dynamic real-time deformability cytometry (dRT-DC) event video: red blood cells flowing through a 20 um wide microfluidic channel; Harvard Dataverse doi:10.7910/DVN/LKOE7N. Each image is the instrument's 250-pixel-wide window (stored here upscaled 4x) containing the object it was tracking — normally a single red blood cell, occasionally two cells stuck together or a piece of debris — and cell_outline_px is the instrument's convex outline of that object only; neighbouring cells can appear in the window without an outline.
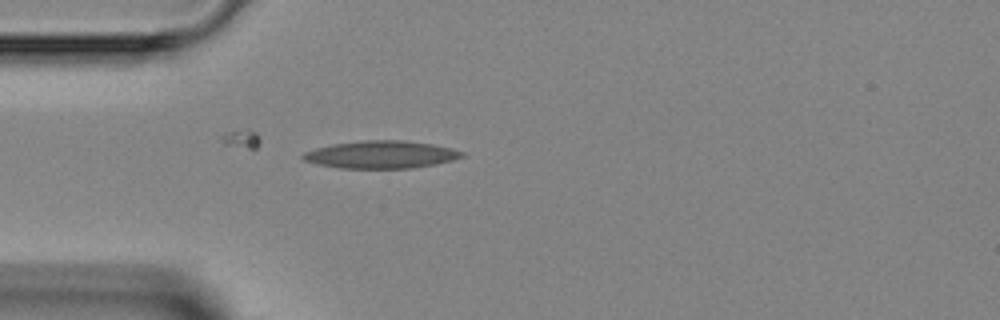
{"species": "Egyptian fruit bat (a non-hibernating species)", "species_latin": "Rousettus aegyptiacus", "temperature_condition": "room temperature", "stored_images_in_passage": 3, "camera_frame_rate_fps": 3000, "um_per_image_px": 0.085, "animal": {"sex": "female"}, "frame": {"image": 1, "passage_image": 3, "time_ms": 2.333, "image_size_px": [1000, 320], "cell_outline_px": [[468, 156], [436, 164], [412, 168], [340, 168], [320, 164], [304, 160], [300, 156], [304, 152], [316, 148], [332, 144], [364, 140], [400, 140], [432, 144], [452, 148], [464, 152]], "centroid_in_image_um": [32.43, 13.14], "position_along_channel_um": 52.6, "area_um2": 25.49}}